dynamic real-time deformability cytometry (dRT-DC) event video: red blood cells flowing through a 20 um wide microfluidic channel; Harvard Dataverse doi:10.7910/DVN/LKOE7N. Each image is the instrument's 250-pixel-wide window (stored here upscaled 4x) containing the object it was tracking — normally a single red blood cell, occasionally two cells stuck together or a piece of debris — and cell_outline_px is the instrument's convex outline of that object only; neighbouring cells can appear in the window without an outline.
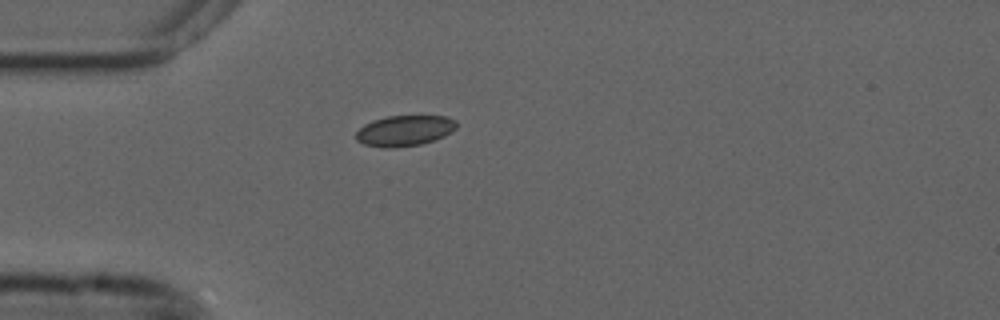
{"species": "common noctule bat (a hibernating species)", "species_latin": "Nyctalus noctula", "temperature_condition": "cold", "stored_images_in_passage": 34, "camera_frame_rate_fps": 3000, "um_per_image_px": 0.085, "animal": {"sex": "male", "forearm_length_mm": 52.5}, "frame": {"image": 1, "passage_image": 1, "time_ms": 0.0, "image_size_px": [1000, 320], "cell_outline_px": [[456, 128], [452, 132], [444, 136], [420, 144], [392, 148], [384, 148], [364, 144], [356, 140], [356, 132], [364, 124], [372, 120], [388, 116], [448, 116], [456, 120]], "centroid_in_image_um": [34.38, 11.1], "position_along_channel_um": 50.6, "area_um2": 17.98}}
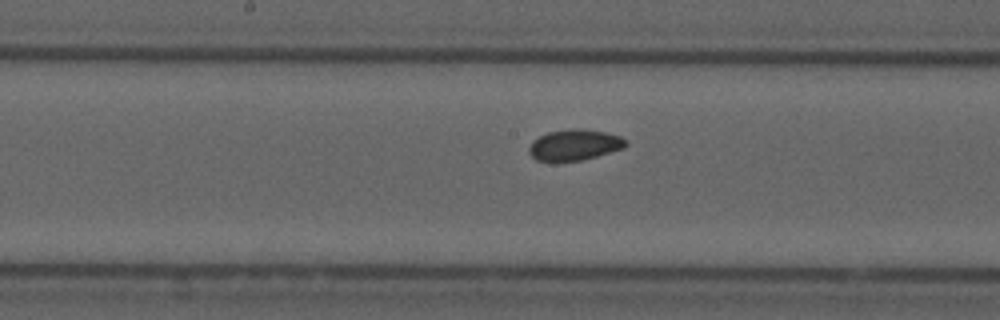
{"frame": {"image": 2, "passage_image": 14, "time_ms": 4.333, "image_size_px": [1000, 320], "cell_outline_px": [[628, 144], [624, 148], [596, 156], [580, 160], [552, 164], [536, 160], [528, 152], [528, 148], [532, 140], [548, 132], [576, 128], [580, 128], [604, 132], [620, 136], [628, 140]], "centroid_in_image_um": [48.79, 12.35], "position_along_channel_um": 199.4, "area_um2": 17.86}}
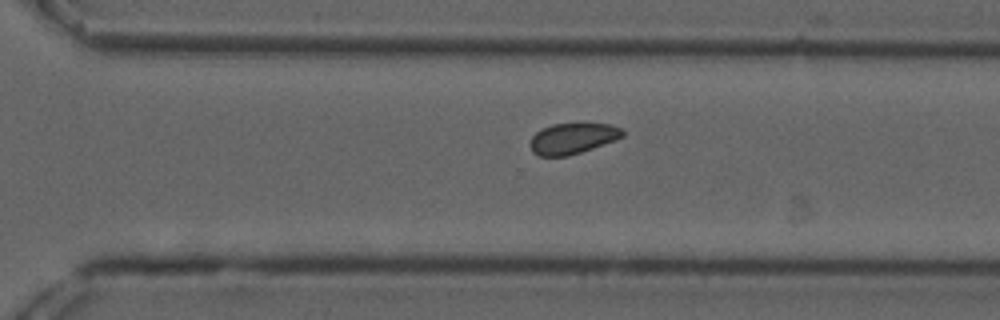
{"frame": {"image": 3, "passage_image": 24, "time_ms": 7.667, "image_size_px": [1000, 320], "cell_outline_px": [[624, 136], [616, 140], [568, 156], [540, 156], [532, 152], [528, 144], [532, 136], [540, 128], [552, 124], [608, 124], [620, 128], [624, 132]], "centroid_in_image_um": [48.62, 11.77], "position_along_channel_um": 322.0, "area_um2": 16.59}, "authors_computed_cell_mechanics": {"area_um2": 17.2533, "velocity_mm_per_s": 3.6861, "shape_relaxation_time_tau1_ms": null, "shape_relaxation_time_tau2_ms": 3.6696, "deformation_change_tau1": null, "deformation_change_tau2": 0.0534}}